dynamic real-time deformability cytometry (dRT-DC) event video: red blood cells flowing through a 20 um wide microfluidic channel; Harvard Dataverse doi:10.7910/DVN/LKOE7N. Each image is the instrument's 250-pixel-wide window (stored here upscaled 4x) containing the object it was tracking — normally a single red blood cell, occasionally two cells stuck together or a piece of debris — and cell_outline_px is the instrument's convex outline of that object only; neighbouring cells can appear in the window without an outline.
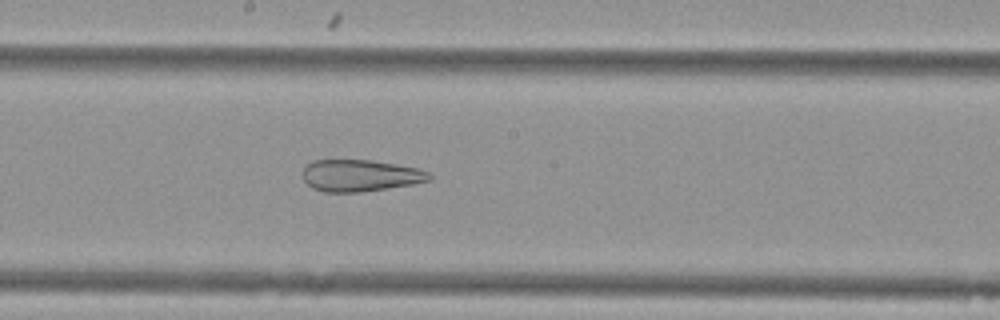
{"species": "Egyptian fruit bat (a non-hibernating species)", "species_latin": "Rousettus aegyptiacus", "temperature_condition": "cold", "stored_images_in_passage": 39, "camera_frame_rate_fps": 3000, "um_per_image_px": 0.085, "animal": {"sex": "female"}, "frame": {"image": 1, "passage_image": 28, "time_ms": 9.0, "image_size_px": [1000, 320], "cell_outline_px": [[432, 176], [428, 180], [412, 184], [360, 192], [324, 192], [312, 188], [304, 180], [304, 168], [312, 160], [372, 160], [396, 164], [416, 168], [428, 172]], "centroid_in_image_um": [30.59, 14.92], "position_along_channel_um": 217.6, "area_um2": 23.18}}